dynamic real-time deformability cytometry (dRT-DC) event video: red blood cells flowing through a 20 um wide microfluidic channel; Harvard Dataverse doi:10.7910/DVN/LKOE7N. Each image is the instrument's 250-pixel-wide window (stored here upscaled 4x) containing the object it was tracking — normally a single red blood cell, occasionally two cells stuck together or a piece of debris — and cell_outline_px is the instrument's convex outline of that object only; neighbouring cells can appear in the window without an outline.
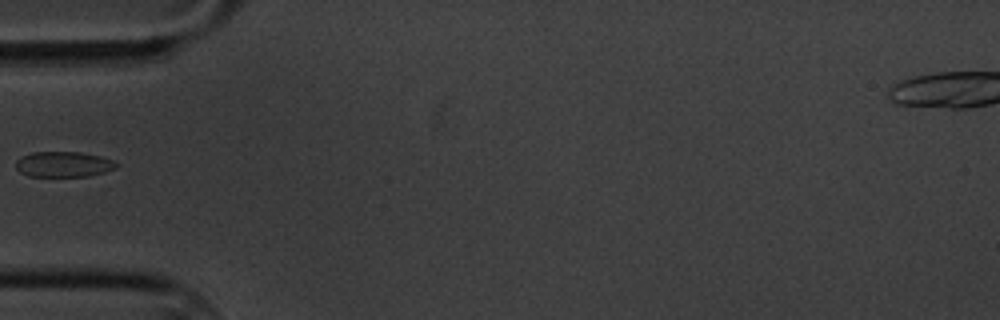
{"species": "common noctule bat (a hibernating species)", "species_latin": "Nyctalus noctula", "temperature_condition": "cold", "stored_images_in_passage": 41, "camera_frame_rate_fps": 3000, "um_per_image_px": 0.085, "animal": {"sex": "male", "body_mass_g": 20.1, "forearm_length_mm": 53.5}, "frame": {"image": 1, "passage_image": 1, "time_ms": 0.0, "image_size_px": [1000, 320], "cell_outline_px": [[120, 164], [116, 168], [104, 172], [88, 176], [28, 176], [20, 172], [16, 168], [16, 160], [20, 156], [32, 152], [80, 152], [100, 156], [112, 160]], "centroid_in_image_um": [5.39, 13.96], "position_along_channel_um": 79.6, "area_um2": 14.97}}
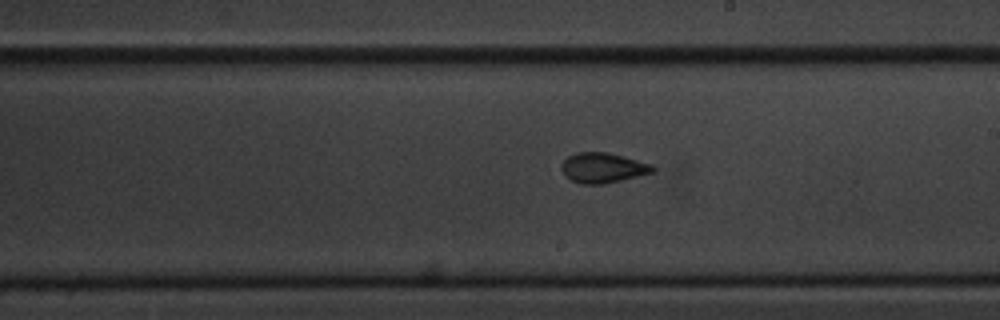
{"frame": {"image": 2, "passage_image": 15, "time_ms": 4.667, "image_size_px": [1000, 320], "cell_outline_px": [[656, 168], [652, 172], [620, 180], [600, 184], [580, 184], [564, 176], [560, 168], [560, 164], [568, 156], [576, 152], [608, 152], [652, 164]], "centroid_in_image_um": [51.19, 14.25], "position_along_channel_um": 237.8, "area_um2": 15.95}}
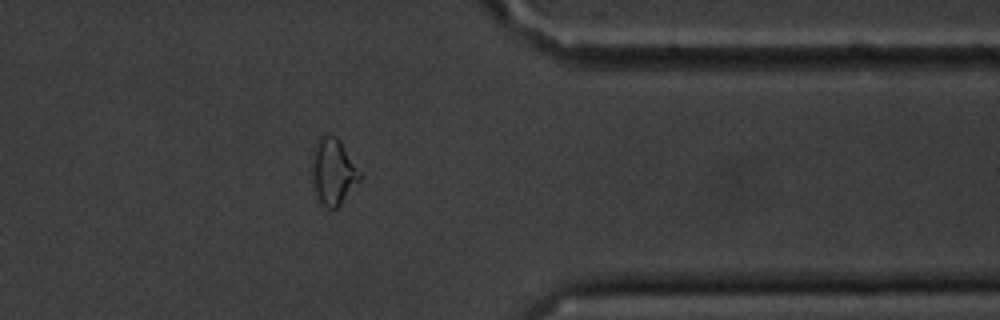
{"frame": {"image": 3, "passage_image": 29, "time_ms": 9.333, "image_size_px": [1000, 320], "cell_outline_px": [[364, 176], [340, 204], [336, 208], [328, 208], [320, 200], [316, 192], [312, 180], [312, 152], [320, 136], [324, 132], [336, 136], [340, 140]], "centroid_in_image_um": [28.34, 14.52], "position_along_channel_um": 383.1, "area_um2": 18.55}}